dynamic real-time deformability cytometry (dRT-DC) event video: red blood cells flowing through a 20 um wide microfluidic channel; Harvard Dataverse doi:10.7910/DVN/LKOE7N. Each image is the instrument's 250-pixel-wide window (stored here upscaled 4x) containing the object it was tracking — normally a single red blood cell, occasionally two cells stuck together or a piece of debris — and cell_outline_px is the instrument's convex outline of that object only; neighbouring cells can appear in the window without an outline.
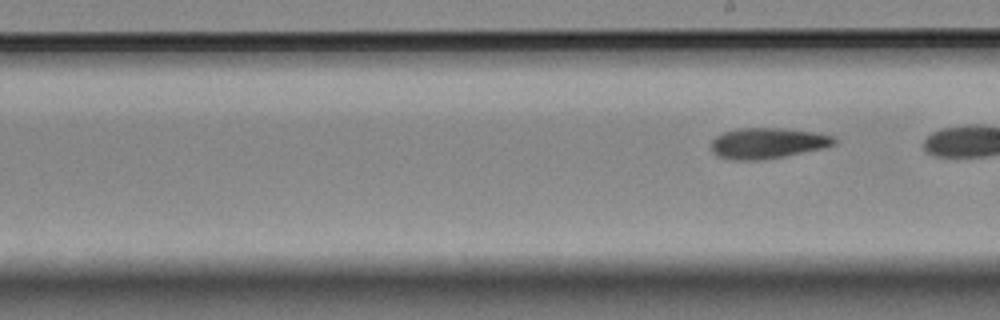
{"species": "Egyptian fruit bat (a non-hibernating species)", "species_latin": "Rousettus aegyptiacus", "temperature_condition": "room temperature", "stored_images_in_passage": 9, "segment_of_instrument_passage": [2, 2], "camera_frame_rate_fps": 3000, "um_per_image_px": 0.085, "animal": {"sex": "female"}, "frame": {"image": 1, "passage_image": 9, "time_ms": 2.667, "image_size_px": [1000, 320], "cell_outline_px": [[836, 144], [824, 148], [784, 156], [756, 160], [732, 160], [720, 156], [712, 152], [712, 140], [716, 136], [724, 132], [740, 128], [780, 128], [816, 132], [832, 136], [836, 140]], "centroid_in_image_um": [65.25, 12.16], "position_along_channel_um": 223.7, "area_um2": 21.85}}